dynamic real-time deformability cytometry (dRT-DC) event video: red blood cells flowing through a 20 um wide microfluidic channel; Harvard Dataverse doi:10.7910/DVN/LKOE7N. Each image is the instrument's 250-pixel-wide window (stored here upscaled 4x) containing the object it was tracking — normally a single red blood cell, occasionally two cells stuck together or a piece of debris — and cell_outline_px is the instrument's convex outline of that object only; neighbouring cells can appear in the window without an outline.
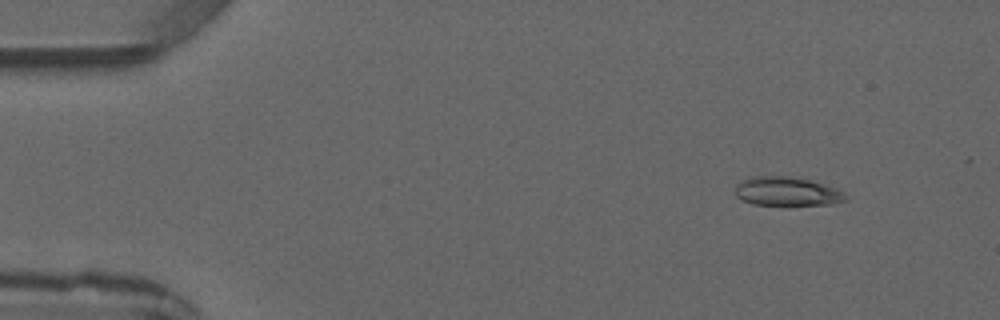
{"species": "common noctule bat (a hibernating species)", "species_latin": "Nyctalus noctula", "temperature_condition": "warm", "stored_images_in_passage": 6, "camera_frame_rate_fps": 3000, "um_per_image_px": 0.085, "animal": {"sex": "male", "forearm_length_mm": 52.5}, "frame": {"image": 1, "passage_image": 2, "time_ms": 1.333, "image_size_px": [1000, 320], "cell_outline_px": [[848, 200], [828, 204], [788, 208], [752, 204], [740, 200], [736, 196], [736, 184], [740, 180], [748, 176], [788, 176], [812, 180], [836, 188], [844, 192], [848, 196]], "centroid_in_image_um": [66.88, 16.32], "position_along_channel_um": 18.1, "area_um2": 19.77}}
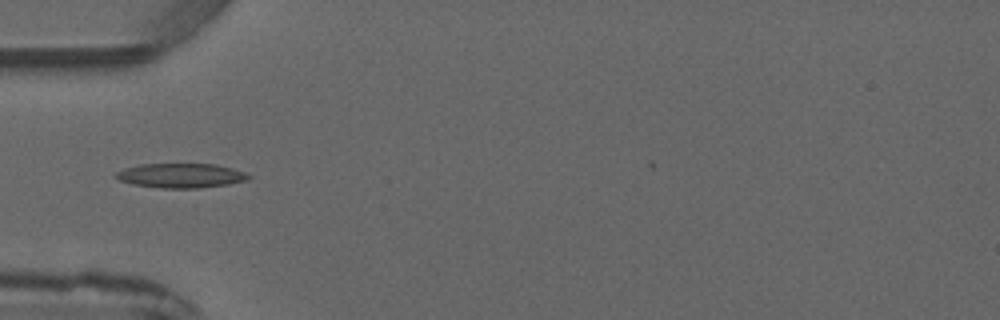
{"frame": {"image": 2, "passage_image": 5, "time_ms": 4.667, "image_size_px": [1000, 320], "cell_outline_px": [[252, 176], [248, 180], [228, 184], [200, 188], [160, 188], [132, 184], [120, 180], [116, 176], [116, 172], [124, 168], [140, 164], [216, 164], [232, 168], [244, 172]], "centroid_in_image_um": [15.39, 14.92], "position_along_channel_um": 69.6, "area_um2": 18.9}}
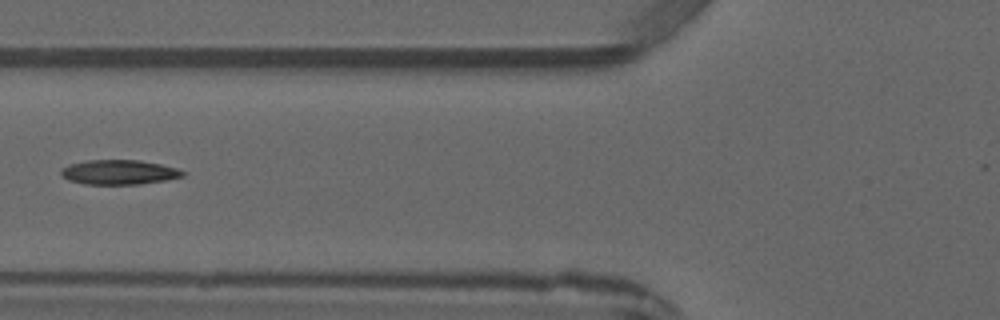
{"frame": {"image": 3, "passage_image": 6, "time_ms": 5.667, "image_size_px": [1000, 320], "cell_outline_px": [[184, 176], [164, 180], [136, 184], [84, 184], [68, 180], [60, 172], [68, 164], [88, 160], [140, 160], [160, 164], [176, 168], [184, 172]], "centroid_in_image_um": [10.1, 14.63], "position_along_channel_um": 115.7, "area_um2": 17.22}}